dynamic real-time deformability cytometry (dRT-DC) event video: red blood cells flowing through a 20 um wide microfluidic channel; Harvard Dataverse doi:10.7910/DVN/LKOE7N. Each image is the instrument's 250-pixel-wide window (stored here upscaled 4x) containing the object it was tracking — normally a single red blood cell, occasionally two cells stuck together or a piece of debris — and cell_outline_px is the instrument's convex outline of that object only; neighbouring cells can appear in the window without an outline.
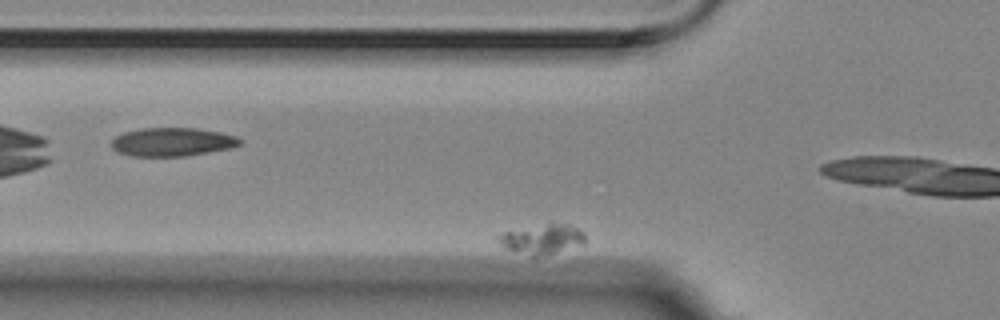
{"species": "Egyptian fruit bat (a non-hibernating species)", "species_latin": "Rousettus aegyptiacus", "temperature_condition": "room temperature", "stored_images_in_passage": 60, "camera_frame_rate_fps": 3000, "um_per_image_px": 0.085, "animal": {"sex": "female"}, "frame": {"image": 1, "passage_image": 11, "time_ms": 3.333, "image_size_px": [1000, 320], "cell_outline_px": [[584, 244], [536, 256], [532, 256], [504, 248], [492, 236], [504, 232], [548, 220], [552, 220], [568, 224], [580, 228], [584, 232]], "centroid_in_image_um": [46.03, 20.24], "position_along_channel_um": 79.8, "area_um2": 15.66}}
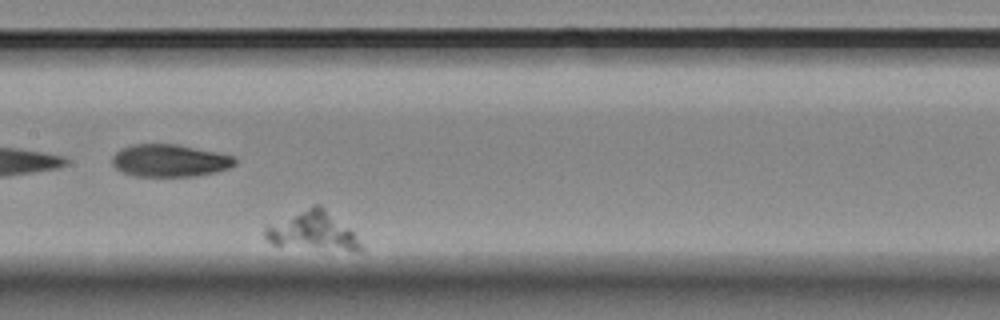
{"frame": {"image": 2, "passage_image": 25, "time_ms": 8.0, "image_size_px": [1000, 320], "cell_outline_px": [[364, 248], [344, 248], [272, 244], [264, 240], [264, 228], [268, 224], [316, 204], [320, 204], [348, 228], [352, 232]], "centroid_in_image_um": [26.45, 19.57], "position_along_channel_um": 180.9, "area_um2": 20.0}}